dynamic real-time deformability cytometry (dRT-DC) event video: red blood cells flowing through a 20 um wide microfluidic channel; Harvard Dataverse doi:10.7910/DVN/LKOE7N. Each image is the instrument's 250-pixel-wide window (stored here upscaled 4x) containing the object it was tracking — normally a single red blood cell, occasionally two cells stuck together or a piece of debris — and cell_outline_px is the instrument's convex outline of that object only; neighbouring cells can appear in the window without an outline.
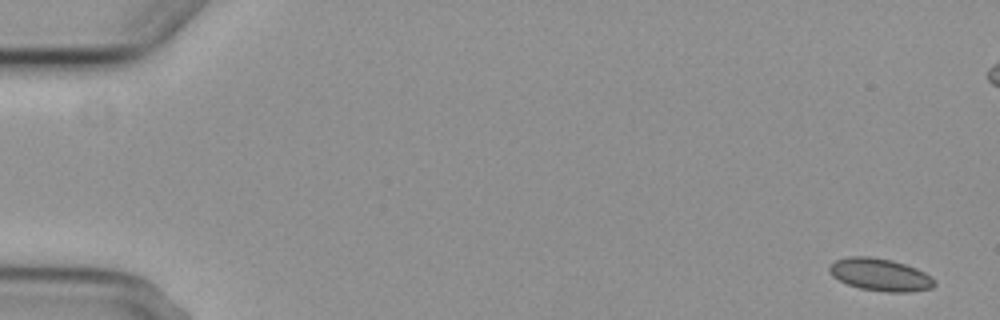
{"species": "common noctule bat (a hibernating species)", "species_latin": "Nyctalus noctula", "temperature_condition": "cold", "stored_images_in_passage": 6, "camera_frame_rate_fps": 3000, "um_per_image_px": 0.085, "animal": {"sex": "female", "body_mass_g": 29.2, "forearm_length_mm": 56.3}, "frame": {"image": 1, "passage_image": 1, "time_ms": 0.0, "image_size_px": [1000, 320], "cell_outline_px": [[936, 284], [932, 288], [912, 292], [884, 292], [860, 288], [848, 284], [832, 276], [828, 272], [828, 268], [836, 260], [848, 256], [872, 256], [892, 260], [916, 268], [932, 276], [936, 280]], "centroid_in_image_um": [74.84, 23.35], "position_along_channel_um": 10.2, "area_um2": 20.06}}